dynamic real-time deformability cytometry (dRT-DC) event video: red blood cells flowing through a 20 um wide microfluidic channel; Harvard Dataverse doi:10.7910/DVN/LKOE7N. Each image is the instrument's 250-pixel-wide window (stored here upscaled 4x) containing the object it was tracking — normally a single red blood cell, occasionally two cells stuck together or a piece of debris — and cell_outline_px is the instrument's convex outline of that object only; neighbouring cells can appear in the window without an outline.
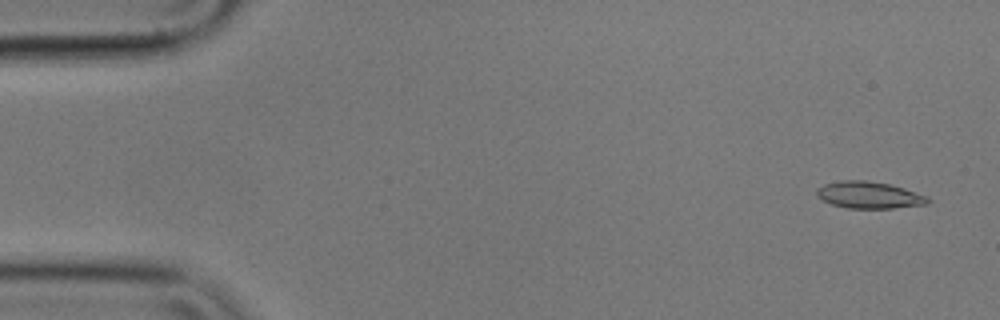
{"species": "common noctule bat (a hibernating species)", "species_latin": "Nyctalus noctula", "temperature_condition": "cold", "stored_images_in_passage": 5, "camera_frame_rate_fps": 3000, "um_per_image_px": 0.085, "animal": {"sex": "male", "body_mass_g": 17.9}, "frame": {"image": 1, "passage_image": 1, "time_ms": 0.0, "image_size_px": [1000, 320], "cell_outline_px": [[932, 200], [928, 204], [892, 208], [848, 208], [832, 204], [816, 196], [816, 188], [824, 184], [840, 180], [864, 180], [888, 184], [904, 188], [928, 196]], "centroid_in_image_um": [73.88, 16.57], "position_along_channel_um": 11.1, "area_um2": 17.4}}